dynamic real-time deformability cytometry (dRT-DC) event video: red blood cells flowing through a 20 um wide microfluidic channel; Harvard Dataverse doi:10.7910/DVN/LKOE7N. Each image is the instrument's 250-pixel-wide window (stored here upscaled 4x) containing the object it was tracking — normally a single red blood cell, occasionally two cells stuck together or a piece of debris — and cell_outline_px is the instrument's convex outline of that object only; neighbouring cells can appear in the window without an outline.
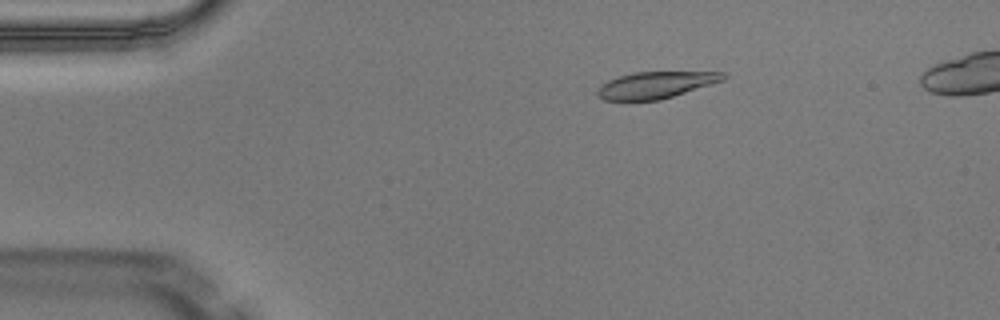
{"species": "Egyptian fruit bat (a non-hibernating species)", "species_latin": "Rousettus aegyptiacus", "temperature_condition": "warm", "stored_images_in_passage": 4, "camera_frame_rate_fps": 3000, "um_per_image_px": 0.085, "animal": {"sex": "male"}, "frame": {"image": 1, "passage_image": 1, "time_ms": 0.0, "image_size_px": [1000, 320], "cell_outline_px": [[728, 76], [724, 80], [660, 100], [604, 100], [596, 96], [596, 92], [608, 80], [620, 76], [636, 72], [724, 72]], "centroid_in_image_um": [55.75, 7.22], "position_along_channel_um": 29.2, "area_um2": 19.31}}